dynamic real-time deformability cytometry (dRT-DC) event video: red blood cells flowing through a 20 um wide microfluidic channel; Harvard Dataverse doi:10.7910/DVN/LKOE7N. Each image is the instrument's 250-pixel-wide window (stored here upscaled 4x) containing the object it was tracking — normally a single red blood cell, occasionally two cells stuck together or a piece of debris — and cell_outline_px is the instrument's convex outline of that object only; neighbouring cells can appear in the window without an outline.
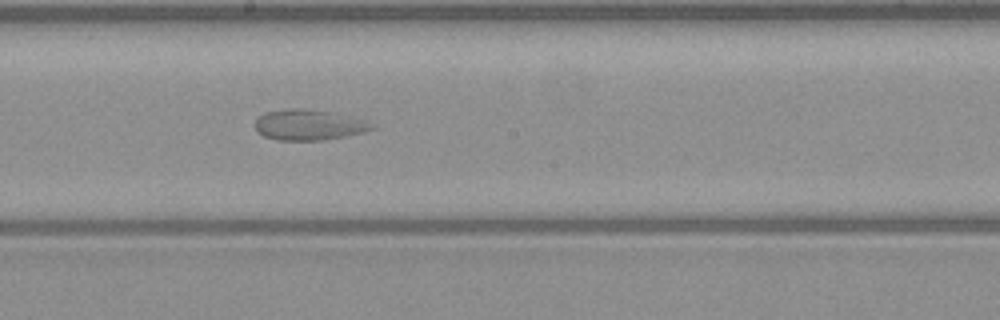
{"species": "common noctule bat (a hibernating species)", "species_latin": "Nyctalus noctula", "temperature_condition": "warm", "stored_images_in_passage": 43, "camera_frame_rate_fps": 3000, "um_per_image_px": 0.085, "animal": {"sex": "male", "body_mass_g": 23.1, "forearm_length_mm": 52.7}, "frame": {"image": 1, "passage_image": 20, "time_ms": 6.333, "image_size_px": [1000, 320], "cell_outline_px": [[376, 128], [364, 132], [348, 136], [324, 140], [276, 140], [264, 136], [256, 132], [256, 120], [264, 112], [284, 108], [304, 108], [328, 112], [368, 120]], "centroid_in_image_um": [26.24, 10.61], "position_along_channel_um": 222.0, "area_um2": 20.98}}
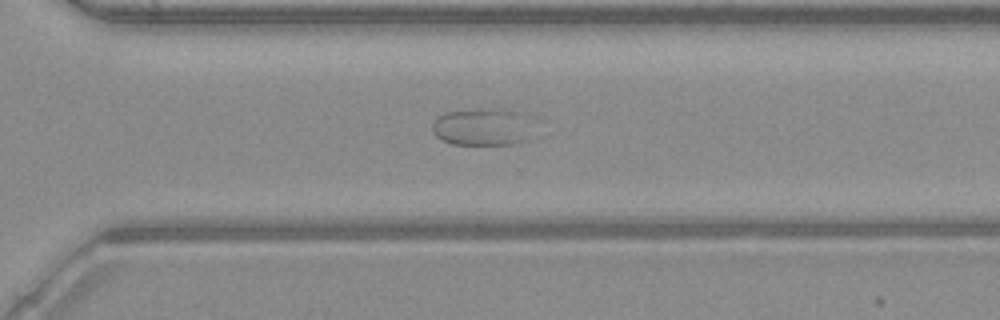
{"frame": {"image": 2, "passage_image": 28, "time_ms": 9.0, "image_size_px": [1000, 320], "cell_outline_px": [[532, 140], [516, 144], [452, 144], [440, 140], [432, 132], [432, 124], [444, 112], [480, 108], [504, 108], [520, 112], [524, 116]], "centroid_in_image_um": [40.98, 10.79], "position_along_channel_um": 329.6, "area_um2": 22.2}}
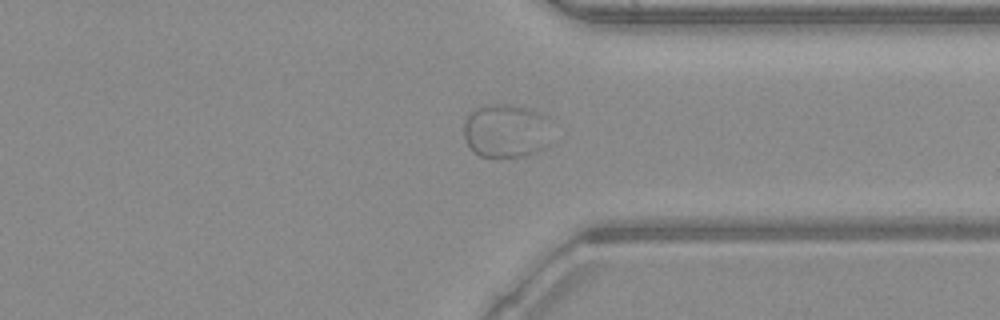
{"frame": {"image": 3, "passage_image": 31, "time_ms": 10.0, "image_size_px": [1000, 320], "cell_outline_px": [[548, 144], [540, 152], [524, 156], [480, 156], [472, 152], [464, 136], [464, 116], [472, 108], [488, 104], [508, 104], [540, 112], [548, 116]], "centroid_in_image_um": [42.97, 11.1], "position_along_channel_um": 368.4, "area_um2": 27.86}}